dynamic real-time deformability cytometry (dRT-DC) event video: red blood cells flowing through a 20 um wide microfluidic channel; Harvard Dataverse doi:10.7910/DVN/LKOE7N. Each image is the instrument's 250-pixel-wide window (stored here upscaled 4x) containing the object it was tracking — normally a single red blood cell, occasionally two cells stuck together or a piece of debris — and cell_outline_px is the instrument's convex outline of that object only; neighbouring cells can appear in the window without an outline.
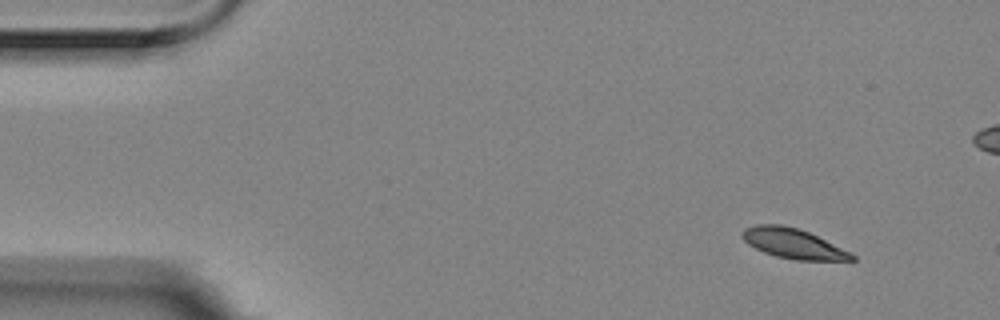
{"species": "Egyptian fruit bat (a non-hibernating species)", "species_latin": "Rousettus aegyptiacus", "temperature_condition": "room temperature", "stored_images_in_passage": 4, "camera_frame_rate_fps": 3000, "um_per_image_px": 0.085, "animal": {"sex": "female"}, "frame": {"image": 1, "passage_image": 1, "time_ms": 0.0, "image_size_px": [1000, 320], "cell_outline_px": [[856, 260], [796, 260], [776, 256], [764, 252], [748, 244], [740, 236], [740, 232], [744, 228], [756, 224], [780, 224], [796, 228], [808, 232], [856, 256]], "centroid_in_image_um": [67.33, 20.69], "position_along_channel_um": 17.7, "area_um2": 18.79}}